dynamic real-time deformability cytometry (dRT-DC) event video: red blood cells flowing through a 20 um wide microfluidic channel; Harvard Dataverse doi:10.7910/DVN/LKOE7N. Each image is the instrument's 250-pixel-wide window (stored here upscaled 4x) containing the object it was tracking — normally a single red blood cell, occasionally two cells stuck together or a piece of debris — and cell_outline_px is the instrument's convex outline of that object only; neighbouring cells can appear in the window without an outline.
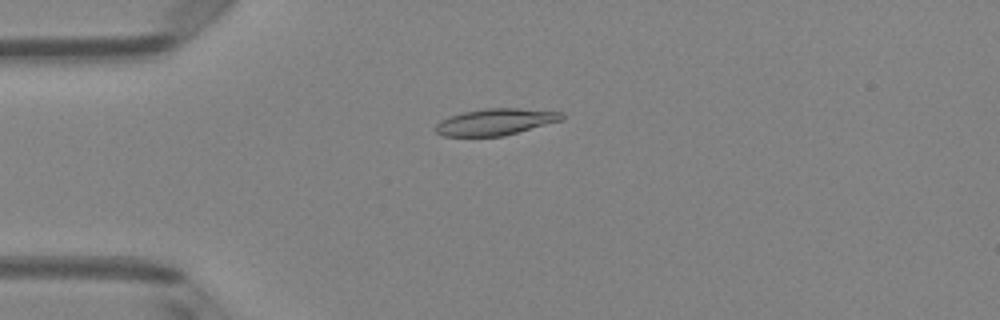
{"species": "Egyptian fruit bat (a non-hibernating species)", "species_latin": "Rousettus aegyptiacus", "temperature_condition": "room temperature", "stored_images_in_passage": 49, "camera_frame_rate_fps": 3000, "um_per_image_px": 0.085, "animal": {"sex": "female"}, "frame": {"image": 1, "passage_image": 11, "time_ms": 3.333, "image_size_px": [1000, 320], "cell_outline_px": [[564, 120], [504, 136], [444, 136], [436, 132], [436, 124], [440, 120], [448, 116], [464, 112], [484, 108], [520, 108], [564, 112]], "centroid_in_image_um": [42.16, 10.35], "position_along_channel_um": 42.8, "area_um2": 19.71}}
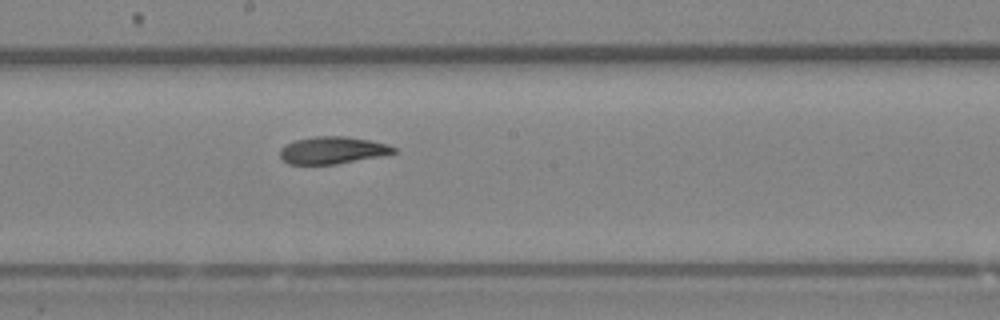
{"frame": {"image": 2, "passage_image": 26, "time_ms": 8.333, "image_size_px": [1000, 320], "cell_outline_px": [[396, 152], [380, 156], [336, 164], [288, 164], [280, 156], [280, 148], [284, 144], [292, 140], [316, 136], [348, 136], [388, 144], [396, 148]], "centroid_in_image_um": [28.23, 12.76], "position_along_channel_um": 220.0, "area_um2": 18.09}}
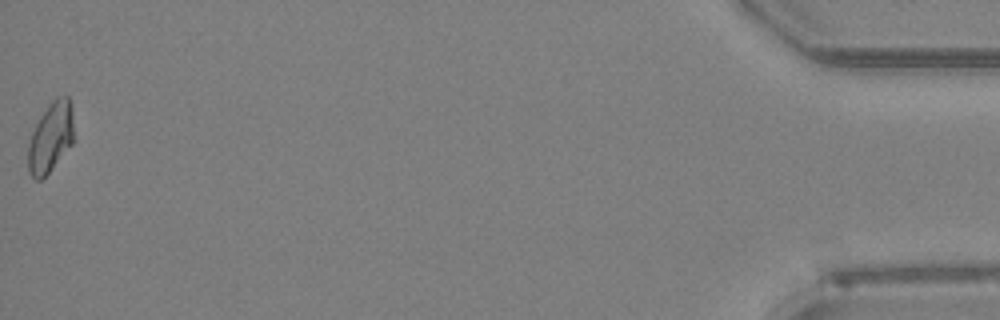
{"frame": {"image": 3, "passage_image": 49, "time_ms": 16.0, "image_size_px": [1000, 320], "cell_outline_px": [[72, 144], [48, 172], [40, 180], [36, 180], [28, 172], [28, 144], [32, 132], [40, 116], [48, 104], [56, 96], [68, 96], [72, 108]], "centroid_in_image_um": [4.28, 11.65], "position_along_channel_um": 430.9, "area_um2": 18.38}, "authors_computed_cell_mechanics": {"area_um2": 18.6116, "velocity_mm_per_s": 4.0061, "shape_relaxation_time_tau1_ms": null, "shape_relaxation_time_tau2_ms": 4.5918, "deformation_change_tau1": null, "deformation_change_tau2": 0.1073}}